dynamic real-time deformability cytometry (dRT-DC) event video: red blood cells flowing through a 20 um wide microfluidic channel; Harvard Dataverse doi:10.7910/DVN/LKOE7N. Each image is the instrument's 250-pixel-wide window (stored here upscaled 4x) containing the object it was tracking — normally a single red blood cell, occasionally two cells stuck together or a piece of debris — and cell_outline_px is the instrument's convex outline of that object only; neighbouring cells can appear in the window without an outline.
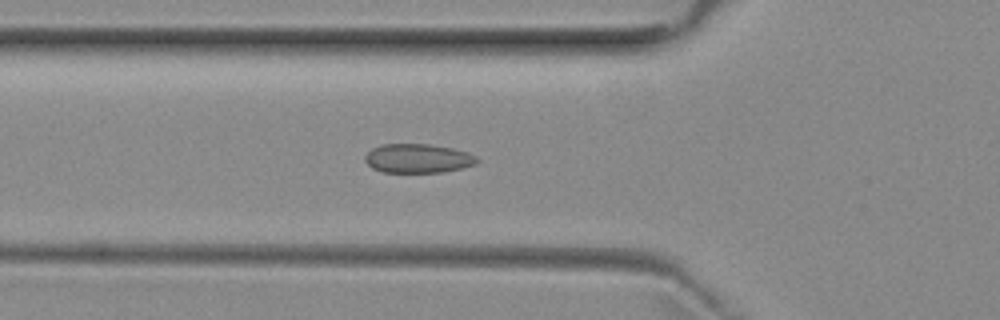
{"species": "common noctule bat (a hibernating species)", "species_latin": "Nyctalus noctula", "temperature_condition": "room temperature", "stored_images_in_passage": 51, "camera_frame_rate_fps": 3000, "um_per_image_px": 0.085, "animal": {"sex": "female", "body_mass_g": 29.2, "forearm_length_mm": 56.3}, "frame": {"image": 1, "passage_image": 17, "time_ms": 5.333, "image_size_px": [1000, 320], "cell_outline_px": [[480, 160], [476, 164], [444, 172], [384, 172], [372, 168], [364, 160], [364, 156], [372, 148], [384, 144], [428, 144], [452, 148], [468, 152], [476, 156]], "centroid_in_image_um": [35.53, 13.46], "position_along_channel_um": 90.3, "area_um2": 18.96}}
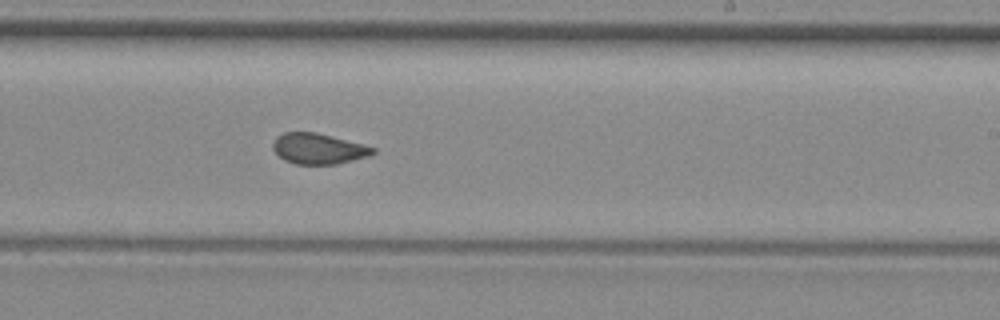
{"frame": {"image": 2, "passage_image": 30, "time_ms": 9.667, "image_size_px": [1000, 320], "cell_outline_px": [[376, 152], [368, 156], [336, 164], [296, 164], [284, 160], [272, 148], [272, 144], [276, 136], [284, 132], [316, 132], [364, 144], [376, 148]], "centroid_in_image_um": [27.06, 12.63], "position_along_channel_um": 261.9, "area_um2": 17.86}}
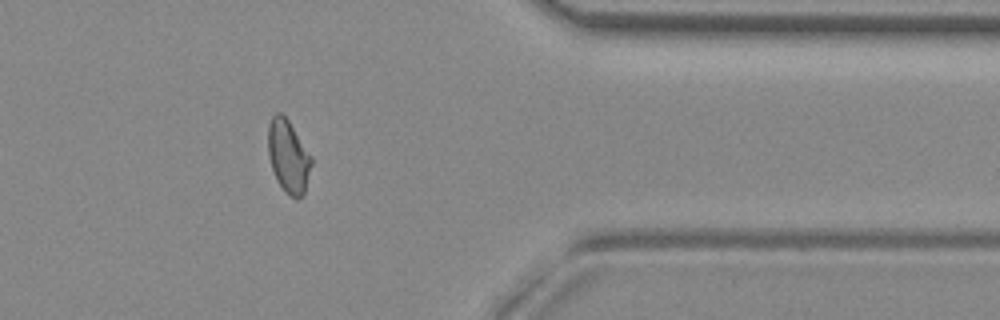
{"frame": {"image": 3, "passage_image": 41, "time_ms": 13.333, "image_size_px": [1000, 320], "cell_outline_px": [[312, 164], [304, 192], [296, 200], [284, 192], [276, 180], [268, 156], [268, 124], [272, 116], [276, 112], [280, 112], [288, 120], [312, 156]], "centroid_in_image_um": [24.49, 13.3], "position_along_channel_um": 386.9, "area_um2": 18.44}, "authors_computed_cell_mechanics": {"area_um2": 18.6694, "velocity_mm_per_s": 3.9628, "shape_relaxation_time_tau1_ms": null, "shape_relaxation_time_tau2_ms": 1.0738, "deformation_change_tau1": null, "deformation_change_tau2": 0.0611}}